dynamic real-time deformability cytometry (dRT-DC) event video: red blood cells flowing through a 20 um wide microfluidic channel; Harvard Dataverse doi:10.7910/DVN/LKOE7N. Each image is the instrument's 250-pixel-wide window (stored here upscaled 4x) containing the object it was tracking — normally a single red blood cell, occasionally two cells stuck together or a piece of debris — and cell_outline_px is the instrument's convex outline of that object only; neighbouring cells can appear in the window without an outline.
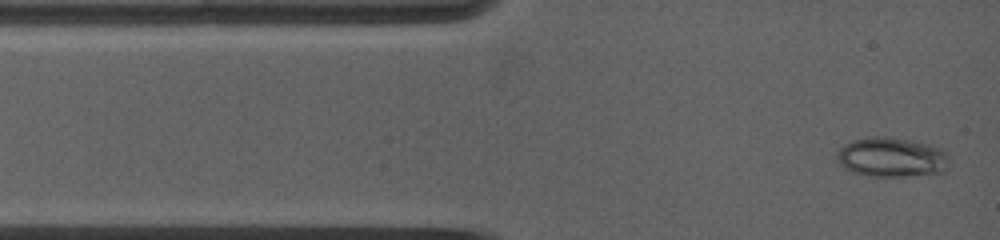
{"species": "common noctule bat (a hibernating species)", "species_latin": "Nyctalus noctula", "temperature_condition": "warm", "stored_images_in_passage": 4, "camera_frame_rate_fps": 5000, "um_per_image_px": 0.085, "animal": {"sex": "female", "body_mass_g": 19.0, "forearm_length_mm": 53.3}, "frame": {"image": 1, "passage_image": 1, "time_ms": 0.0, "image_size_px": [1000, 240], "cell_outline_px": [[948, 164], [944, 172], [908, 176], [868, 176], [852, 172], [844, 168], [840, 164], [836, 156], [836, 152], [844, 144], [852, 140], [868, 136], [888, 136], [912, 140], [932, 144], [940, 148], [948, 156]], "centroid_in_image_um": [75.77, 13.35], "position_along_channel_um": 9.2, "area_um2": 26.3}}